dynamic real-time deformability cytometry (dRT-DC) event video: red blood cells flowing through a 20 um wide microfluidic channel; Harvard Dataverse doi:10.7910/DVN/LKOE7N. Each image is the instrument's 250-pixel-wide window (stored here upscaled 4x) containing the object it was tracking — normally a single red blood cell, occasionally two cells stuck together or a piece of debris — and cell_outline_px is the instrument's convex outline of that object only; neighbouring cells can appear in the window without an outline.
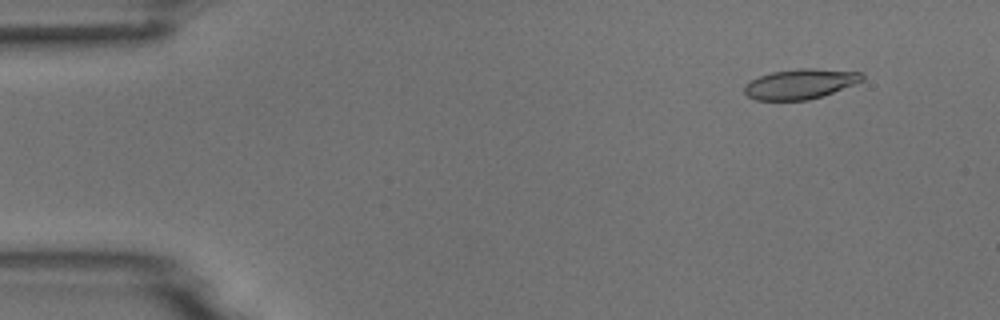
{"species": "common noctule bat (a hibernating species)", "species_latin": "Nyctalus noctula", "temperature_condition": "room temperature", "stored_images_in_passage": 6, "camera_frame_rate_fps": 3000, "um_per_image_px": 0.085, "animal": {"sex": "male", "body_mass_g": 18.8}, "frame": {"image": 1, "passage_image": 2, "time_ms": 1.0, "image_size_px": [1000, 320], "cell_outline_px": [[864, 80], [856, 84], [808, 100], [756, 100], [748, 96], [744, 92], [744, 88], [752, 80], [760, 76], [772, 72], [800, 68], [812, 68], [860, 72], [864, 76]], "centroid_in_image_um": [68.05, 7.13], "position_along_channel_um": 17.0, "area_um2": 20.35}}
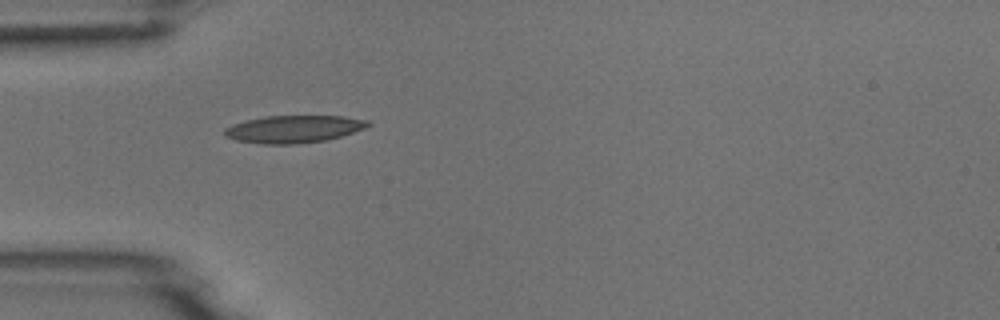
{"frame": {"image": 2, "passage_image": 5, "time_ms": 4.667, "image_size_px": [1000, 320], "cell_outline_px": [[372, 124], [364, 128], [340, 136], [324, 140], [296, 144], [260, 144], [236, 140], [224, 136], [224, 128], [232, 124], [248, 120], [268, 116], [340, 116], [368, 120]], "centroid_in_image_um": [24.93, 10.97], "position_along_channel_um": 60.1, "area_um2": 22.72}}